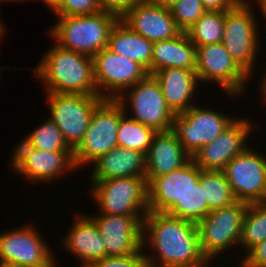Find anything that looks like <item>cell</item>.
<instances>
[{
    "label": "cell",
    "mask_w": 266,
    "mask_h": 267,
    "mask_svg": "<svg viewBox=\"0 0 266 267\" xmlns=\"http://www.w3.org/2000/svg\"><path fill=\"white\" fill-rule=\"evenodd\" d=\"M145 158L148 184L153 178L184 166L192 157L184 150L177 133L172 129L154 135Z\"/></svg>",
    "instance_id": "cell-21"
},
{
    "label": "cell",
    "mask_w": 266,
    "mask_h": 267,
    "mask_svg": "<svg viewBox=\"0 0 266 267\" xmlns=\"http://www.w3.org/2000/svg\"><path fill=\"white\" fill-rule=\"evenodd\" d=\"M209 212L210 210L208 201L205 198L204 187L201 186L199 179L194 183V186L188 191L182 201L176 202L167 214L198 223L205 218Z\"/></svg>",
    "instance_id": "cell-30"
},
{
    "label": "cell",
    "mask_w": 266,
    "mask_h": 267,
    "mask_svg": "<svg viewBox=\"0 0 266 267\" xmlns=\"http://www.w3.org/2000/svg\"><path fill=\"white\" fill-rule=\"evenodd\" d=\"M156 133L154 129L124 114L118 126V146L134 149L146 155Z\"/></svg>",
    "instance_id": "cell-29"
},
{
    "label": "cell",
    "mask_w": 266,
    "mask_h": 267,
    "mask_svg": "<svg viewBox=\"0 0 266 267\" xmlns=\"http://www.w3.org/2000/svg\"><path fill=\"white\" fill-rule=\"evenodd\" d=\"M196 74L201 82L216 83L229 98L245 94L251 78L220 43L196 47ZM247 80V81H246Z\"/></svg>",
    "instance_id": "cell-10"
},
{
    "label": "cell",
    "mask_w": 266,
    "mask_h": 267,
    "mask_svg": "<svg viewBox=\"0 0 266 267\" xmlns=\"http://www.w3.org/2000/svg\"><path fill=\"white\" fill-rule=\"evenodd\" d=\"M45 120L32 132L27 133L23 141L28 146L42 151H73L65 142L57 125L49 118Z\"/></svg>",
    "instance_id": "cell-31"
},
{
    "label": "cell",
    "mask_w": 266,
    "mask_h": 267,
    "mask_svg": "<svg viewBox=\"0 0 266 267\" xmlns=\"http://www.w3.org/2000/svg\"><path fill=\"white\" fill-rule=\"evenodd\" d=\"M142 243L143 248L153 249L150 255L145 253L147 267H209L214 263L201 250L197 223L164 212L148 211Z\"/></svg>",
    "instance_id": "cell-1"
},
{
    "label": "cell",
    "mask_w": 266,
    "mask_h": 267,
    "mask_svg": "<svg viewBox=\"0 0 266 267\" xmlns=\"http://www.w3.org/2000/svg\"><path fill=\"white\" fill-rule=\"evenodd\" d=\"M70 230L60 241L62 246L80 260L81 267L106 257V248L100 230L88 215L76 214ZM77 219V220H76ZM83 265V266H82Z\"/></svg>",
    "instance_id": "cell-20"
},
{
    "label": "cell",
    "mask_w": 266,
    "mask_h": 267,
    "mask_svg": "<svg viewBox=\"0 0 266 267\" xmlns=\"http://www.w3.org/2000/svg\"><path fill=\"white\" fill-rule=\"evenodd\" d=\"M266 68V67H265ZM265 73V75L263 76V78L262 77H260L261 78V81L260 82H258V83H260L261 84V86H260V88H259V90L261 91L260 93H262V98L261 99H263L264 100V102L266 103V71L264 72Z\"/></svg>",
    "instance_id": "cell-40"
},
{
    "label": "cell",
    "mask_w": 266,
    "mask_h": 267,
    "mask_svg": "<svg viewBox=\"0 0 266 267\" xmlns=\"http://www.w3.org/2000/svg\"><path fill=\"white\" fill-rule=\"evenodd\" d=\"M237 201L266 202V155L250 145L222 170Z\"/></svg>",
    "instance_id": "cell-12"
},
{
    "label": "cell",
    "mask_w": 266,
    "mask_h": 267,
    "mask_svg": "<svg viewBox=\"0 0 266 267\" xmlns=\"http://www.w3.org/2000/svg\"><path fill=\"white\" fill-rule=\"evenodd\" d=\"M7 1H9V2H10V1H19V2H20V1H26V0H0V3H1V2L4 3V2H7ZM28 1H29V0H28Z\"/></svg>",
    "instance_id": "cell-44"
},
{
    "label": "cell",
    "mask_w": 266,
    "mask_h": 267,
    "mask_svg": "<svg viewBox=\"0 0 266 267\" xmlns=\"http://www.w3.org/2000/svg\"><path fill=\"white\" fill-rule=\"evenodd\" d=\"M4 23H2V20L0 18V39H4L3 37H5V35L3 36V33L5 32V28H4Z\"/></svg>",
    "instance_id": "cell-43"
},
{
    "label": "cell",
    "mask_w": 266,
    "mask_h": 267,
    "mask_svg": "<svg viewBox=\"0 0 266 267\" xmlns=\"http://www.w3.org/2000/svg\"><path fill=\"white\" fill-rule=\"evenodd\" d=\"M107 48L115 54L139 63L152 75L153 42L132 31L120 19L110 31Z\"/></svg>",
    "instance_id": "cell-24"
},
{
    "label": "cell",
    "mask_w": 266,
    "mask_h": 267,
    "mask_svg": "<svg viewBox=\"0 0 266 267\" xmlns=\"http://www.w3.org/2000/svg\"><path fill=\"white\" fill-rule=\"evenodd\" d=\"M196 46L186 32L177 37L153 43L152 75L166 68L196 70Z\"/></svg>",
    "instance_id": "cell-25"
},
{
    "label": "cell",
    "mask_w": 266,
    "mask_h": 267,
    "mask_svg": "<svg viewBox=\"0 0 266 267\" xmlns=\"http://www.w3.org/2000/svg\"><path fill=\"white\" fill-rule=\"evenodd\" d=\"M43 238L32 224L0 233V261L25 267H56L57 258Z\"/></svg>",
    "instance_id": "cell-15"
},
{
    "label": "cell",
    "mask_w": 266,
    "mask_h": 267,
    "mask_svg": "<svg viewBox=\"0 0 266 267\" xmlns=\"http://www.w3.org/2000/svg\"><path fill=\"white\" fill-rule=\"evenodd\" d=\"M153 76L160 84L167 106L175 115L183 113L195 105L193 98L197 93L199 81L196 71L166 68L155 72Z\"/></svg>",
    "instance_id": "cell-23"
},
{
    "label": "cell",
    "mask_w": 266,
    "mask_h": 267,
    "mask_svg": "<svg viewBox=\"0 0 266 267\" xmlns=\"http://www.w3.org/2000/svg\"><path fill=\"white\" fill-rule=\"evenodd\" d=\"M3 69H10V68H9V66L7 67L6 65H5L4 67H1V66H0V72H1V70H3ZM0 75H1V74H0ZM0 77H1V76H0Z\"/></svg>",
    "instance_id": "cell-45"
},
{
    "label": "cell",
    "mask_w": 266,
    "mask_h": 267,
    "mask_svg": "<svg viewBox=\"0 0 266 267\" xmlns=\"http://www.w3.org/2000/svg\"><path fill=\"white\" fill-rule=\"evenodd\" d=\"M240 0H201L206 11H228Z\"/></svg>",
    "instance_id": "cell-37"
},
{
    "label": "cell",
    "mask_w": 266,
    "mask_h": 267,
    "mask_svg": "<svg viewBox=\"0 0 266 267\" xmlns=\"http://www.w3.org/2000/svg\"><path fill=\"white\" fill-rule=\"evenodd\" d=\"M150 1L158 6L171 8L178 0H150Z\"/></svg>",
    "instance_id": "cell-39"
},
{
    "label": "cell",
    "mask_w": 266,
    "mask_h": 267,
    "mask_svg": "<svg viewBox=\"0 0 266 267\" xmlns=\"http://www.w3.org/2000/svg\"><path fill=\"white\" fill-rule=\"evenodd\" d=\"M250 0H240L231 10L225 11L222 44L232 59L253 77L254 65L260 48L257 18ZM256 18V19H255Z\"/></svg>",
    "instance_id": "cell-4"
},
{
    "label": "cell",
    "mask_w": 266,
    "mask_h": 267,
    "mask_svg": "<svg viewBox=\"0 0 266 267\" xmlns=\"http://www.w3.org/2000/svg\"><path fill=\"white\" fill-rule=\"evenodd\" d=\"M49 34L60 47L93 57L108 47L109 34L119 18L99 11L90 15L57 16Z\"/></svg>",
    "instance_id": "cell-3"
},
{
    "label": "cell",
    "mask_w": 266,
    "mask_h": 267,
    "mask_svg": "<svg viewBox=\"0 0 266 267\" xmlns=\"http://www.w3.org/2000/svg\"><path fill=\"white\" fill-rule=\"evenodd\" d=\"M0 267H25V266L14 264V263L0 261Z\"/></svg>",
    "instance_id": "cell-42"
},
{
    "label": "cell",
    "mask_w": 266,
    "mask_h": 267,
    "mask_svg": "<svg viewBox=\"0 0 266 267\" xmlns=\"http://www.w3.org/2000/svg\"><path fill=\"white\" fill-rule=\"evenodd\" d=\"M87 267H147L145 250L142 247L130 255L106 256L93 261Z\"/></svg>",
    "instance_id": "cell-33"
},
{
    "label": "cell",
    "mask_w": 266,
    "mask_h": 267,
    "mask_svg": "<svg viewBox=\"0 0 266 267\" xmlns=\"http://www.w3.org/2000/svg\"><path fill=\"white\" fill-rule=\"evenodd\" d=\"M201 169L192 158L182 167L159 177L148 184V210L167 213L176 202H181L200 179Z\"/></svg>",
    "instance_id": "cell-18"
},
{
    "label": "cell",
    "mask_w": 266,
    "mask_h": 267,
    "mask_svg": "<svg viewBox=\"0 0 266 267\" xmlns=\"http://www.w3.org/2000/svg\"><path fill=\"white\" fill-rule=\"evenodd\" d=\"M170 10L182 32L189 30L206 12L201 0H178Z\"/></svg>",
    "instance_id": "cell-32"
},
{
    "label": "cell",
    "mask_w": 266,
    "mask_h": 267,
    "mask_svg": "<svg viewBox=\"0 0 266 267\" xmlns=\"http://www.w3.org/2000/svg\"><path fill=\"white\" fill-rule=\"evenodd\" d=\"M48 118L60 129L65 142L74 150L83 140L95 108L104 100L99 95L46 93Z\"/></svg>",
    "instance_id": "cell-9"
},
{
    "label": "cell",
    "mask_w": 266,
    "mask_h": 267,
    "mask_svg": "<svg viewBox=\"0 0 266 267\" xmlns=\"http://www.w3.org/2000/svg\"><path fill=\"white\" fill-rule=\"evenodd\" d=\"M242 257L240 267H266V239Z\"/></svg>",
    "instance_id": "cell-36"
},
{
    "label": "cell",
    "mask_w": 266,
    "mask_h": 267,
    "mask_svg": "<svg viewBox=\"0 0 266 267\" xmlns=\"http://www.w3.org/2000/svg\"><path fill=\"white\" fill-rule=\"evenodd\" d=\"M116 100L122 105L125 114L131 112L133 116L129 114L130 118L156 132L173 129L175 114L167 106L160 84L153 75L148 74L126 89ZM129 107L130 111L127 110Z\"/></svg>",
    "instance_id": "cell-7"
},
{
    "label": "cell",
    "mask_w": 266,
    "mask_h": 267,
    "mask_svg": "<svg viewBox=\"0 0 266 267\" xmlns=\"http://www.w3.org/2000/svg\"><path fill=\"white\" fill-rule=\"evenodd\" d=\"M141 1L143 0H98L101 11L112 13L119 19Z\"/></svg>",
    "instance_id": "cell-35"
},
{
    "label": "cell",
    "mask_w": 266,
    "mask_h": 267,
    "mask_svg": "<svg viewBox=\"0 0 266 267\" xmlns=\"http://www.w3.org/2000/svg\"><path fill=\"white\" fill-rule=\"evenodd\" d=\"M146 215H110L98 213L91 218L98 226L106 248V256H124L143 247V220Z\"/></svg>",
    "instance_id": "cell-17"
},
{
    "label": "cell",
    "mask_w": 266,
    "mask_h": 267,
    "mask_svg": "<svg viewBox=\"0 0 266 267\" xmlns=\"http://www.w3.org/2000/svg\"><path fill=\"white\" fill-rule=\"evenodd\" d=\"M90 193L100 212L110 215H146L148 188L146 177L113 178L91 182Z\"/></svg>",
    "instance_id": "cell-6"
},
{
    "label": "cell",
    "mask_w": 266,
    "mask_h": 267,
    "mask_svg": "<svg viewBox=\"0 0 266 267\" xmlns=\"http://www.w3.org/2000/svg\"><path fill=\"white\" fill-rule=\"evenodd\" d=\"M206 108L194 105L189 110L175 115L173 130L177 133L182 147L191 157L202 146L216 139L237 119L234 115L230 116Z\"/></svg>",
    "instance_id": "cell-11"
},
{
    "label": "cell",
    "mask_w": 266,
    "mask_h": 267,
    "mask_svg": "<svg viewBox=\"0 0 266 267\" xmlns=\"http://www.w3.org/2000/svg\"><path fill=\"white\" fill-rule=\"evenodd\" d=\"M12 169L31 183H47L66 172L77 170L73 151H42L28 146L23 140L13 149Z\"/></svg>",
    "instance_id": "cell-13"
},
{
    "label": "cell",
    "mask_w": 266,
    "mask_h": 267,
    "mask_svg": "<svg viewBox=\"0 0 266 267\" xmlns=\"http://www.w3.org/2000/svg\"><path fill=\"white\" fill-rule=\"evenodd\" d=\"M34 1L35 0H33V2ZM39 1L43 2L47 7H49L50 11L53 12H55L61 5V0H39Z\"/></svg>",
    "instance_id": "cell-38"
},
{
    "label": "cell",
    "mask_w": 266,
    "mask_h": 267,
    "mask_svg": "<svg viewBox=\"0 0 266 267\" xmlns=\"http://www.w3.org/2000/svg\"><path fill=\"white\" fill-rule=\"evenodd\" d=\"M249 119L238 118L211 143L202 146L192 157L201 170L222 171L236 155L245 151L248 137L255 129ZM254 125V126H253ZM247 141V142H246Z\"/></svg>",
    "instance_id": "cell-16"
},
{
    "label": "cell",
    "mask_w": 266,
    "mask_h": 267,
    "mask_svg": "<svg viewBox=\"0 0 266 267\" xmlns=\"http://www.w3.org/2000/svg\"><path fill=\"white\" fill-rule=\"evenodd\" d=\"M266 239V202L248 203L243 217L240 248L248 253Z\"/></svg>",
    "instance_id": "cell-26"
},
{
    "label": "cell",
    "mask_w": 266,
    "mask_h": 267,
    "mask_svg": "<svg viewBox=\"0 0 266 267\" xmlns=\"http://www.w3.org/2000/svg\"><path fill=\"white\" fill-rule=\"evenodd\" d=\"M248 203L237 201L233 205L212 210L197 223L199 242L209 261L240 244L243 217Z\"/></svg>",
    "instance_id": "cell-8"
},
{
    "label": "cell",
    "mask_w": 266,
    "mask_h": 267,
    "mask_svg": "<svg viewBox=\"0 0 266 267\" xmlns=\"http://www.w3.org/2000/svg\"><path fill=\"white\" fill-rule=\"evenodd\" d=\"M200 183L204 187L210 211L228 207L237 202L223 171L201 170Z\"/></svg>",
    "instance_id": "cell-28"
},
{
    "label": "cell",
    "mask_w": 266,
    "mask_h": 267,
    "mask_svg": "<svg viewBox=\"0 0 266 267\" xmlns=\"http://www.w3.org/2000/svg\"><path fill=\"white\" fill-rule=\"evenodd\" d=\"M224 27L225 11H206L186 34L196 47L205 46L222 42Z\"/></svg>",
    "instance_id": "cell-27"
},
{
    "label": "cell",
    "mask_w": 266,
    "mask_h": 267,
    "mask_svg": "<svg viewBox=\"0 0 266 267\" xmlns=\"http://www.w3.org/2000/svg\"><path fill=\"white\" fill-rule=\"evenodd\" d=\"M101 11L98 0H61L56 16L90 15Z\"/></svg>",
    "instance_id": "cell-34"
},
{
    "label": "cell",
    "mask_w": 266,
    "mask_h": 267,
    "mask_svg": "<svg viewBox=\"0 0 266 267\" xmlns=\"http://www.w3.org/2000/svg\"><path fill=\"white\" fill-rule=\"evenodd\" d=\"M124 114L122 105L116 99H104L95 108L83 140L73 150L77 170L118 146V126Z\"/></svg>",
    "instance_id": "cell-5"
},
{
    "label": "cell",
    "mask_w": 266,
    "mask_h": 267,
    "mask_svg": "<svg viewBox=\"0 0 266 267\" xmlns=\"http://www.w3.org/2000/svg\"><path fill=\"white\" fill-rule=\"evenodd\" d=\"M92 60L95 86L103 99H117L126 89L148 75L139 63L115 54L108 48L96 53Z\"/></svg>",
    "instance_id": "cell-14"
},
{
    "label": "cell",
    "mask_w": 266,
    "mask_h": 267,
    "mask_svg": "<svg viewBox=\"0 0 266 267\" xmlns=\"http://www.w3.org/2000/svg\"><path fill=\"white\" fill-rule=\"evenodd\" d=\"M92 165L91 182L113 178L145 177L146 175L145 154L120 146L101 155Z\"/></svg>",
    "instance_id": "cell-22"
},
{
    "label": "cell",
    "mask_w": 266,
    "mask_h": 267,
    "mask_svg": "<svg viewBox=\"0 0 266 267\" xmlns=\"http://www.w3.org/2000/svg\"><path fill=\"white\" fill-rule=\"evenodd\" d=\"M32 70L45 93L98 95L91 57L53 44Z\"/></svg>",
    "instance_id": "cell-2"
},
{
    "label": "cell",
    "mask_w": 266,
    "mask_h": 267,
    "mask_svg": "<svg viewBox=\"0 0 266 267\" xmlns=\"http://www.w3.org/2000/svg\"><path fill=\"white\" fill-rule=\"evenodd\" d=\"M120 20L132 31L151 42L170 40L182 33L170 8L143 0L129 9Z\"/></svg>",
    "instance_id": "cell-19"
},
{
    "label": "cell",
    "mask_w": 266,
    "mask_h": 267,
    "mask_svg": "<svg viewBox=\"0 0 266 267\" xmlns=\"http://www.w3.org/2000/svg\"><path fill=\"white\" fill-rule=\"evenodd\" d=\"M256 2L259 4V5H257V6H259L260 8L259 9H261L260 11V13L263 15V18L266 20V0H256Z\"/></svg>",
    "instance_id": "cell-41"
}]
</instances>
